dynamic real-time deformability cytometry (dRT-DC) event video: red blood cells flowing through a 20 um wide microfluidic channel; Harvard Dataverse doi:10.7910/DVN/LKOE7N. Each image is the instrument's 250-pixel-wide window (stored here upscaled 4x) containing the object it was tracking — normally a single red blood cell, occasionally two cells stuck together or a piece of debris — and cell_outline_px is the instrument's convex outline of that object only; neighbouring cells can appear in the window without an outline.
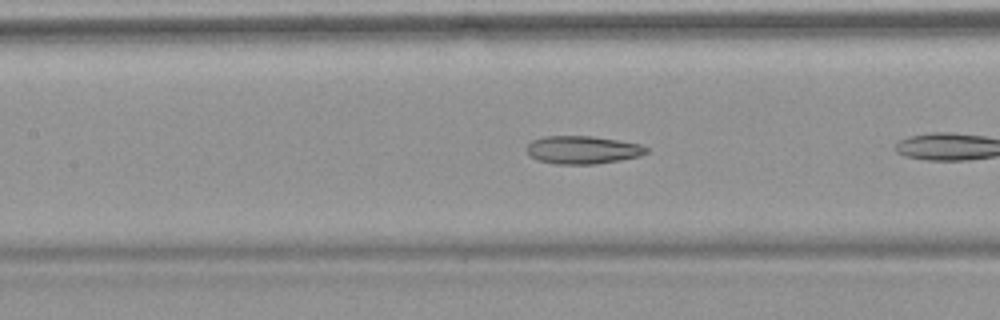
{"species": "common noctule bat (a hibernating species)", "species_latin": "Nyctalus noctula", "temperature_condition": "warm", "stored_images_in_passage": 5, "camera_frame_rate_fps": 3000, "um_per_image_px": 0.085, "animal": {"sex": "female", "body_mass_g": 18.4}, "frame": {"image": 1, "passage_image": 4, "time_ms": 1.0, "image_size_px": [1000, 320], "cell_outline_px": [[648, 152], [640, 156], [620, 160], [596, 164], [556, 164], [536, 160], [528, 156], [524, 148], [532, 140], [544, 136], [592, 136], [640, 144], [648, 148]], "centroid_in_image_um": [49.46, 12.74], "position_along_channel_um": 157.9, "area_um2": 19.71}}